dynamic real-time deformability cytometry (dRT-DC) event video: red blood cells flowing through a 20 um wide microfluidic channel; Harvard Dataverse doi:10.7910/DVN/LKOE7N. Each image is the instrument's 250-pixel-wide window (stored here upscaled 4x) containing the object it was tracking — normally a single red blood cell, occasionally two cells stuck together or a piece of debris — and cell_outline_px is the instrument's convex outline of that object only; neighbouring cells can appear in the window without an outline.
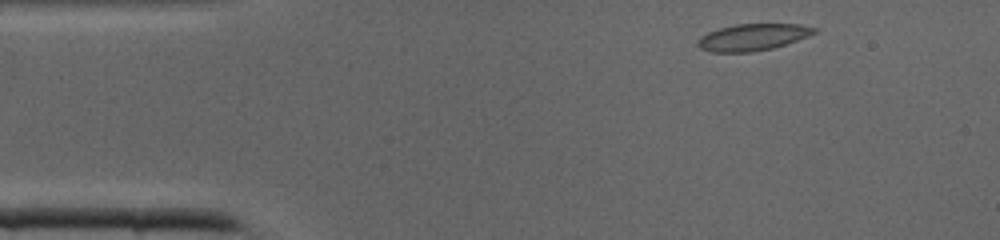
{"species": "common noctule bat (a hibernating species)", "species_latin": "Nyctalus noctula", "temperature_condition": "cold", "stored_images_in_passage": 36, "camera_frame_rate_fps": 3000, "um_per_image_px": 0.085, "animal": {"sex": "male", "body_mass_g": 19.0, "forearm_length_mm": 50.8}, "frame": {"image": 1, "passage_image": 1, "time_ms": 0.0, "image_size_px": [1000, 240], "cell_outline_px": [[820, 32], [772, 48], [752, 52], [712, 52], [700, 48], [696, 44], [696, 40], [700, 36], [708, 32], [720, 28], [736, 24], [800, 24], [820, 28]], "centroid_in_image_um": [64.0, 3.15], "position_along_channel_um": 21.0, "area_um2": 18.26}}
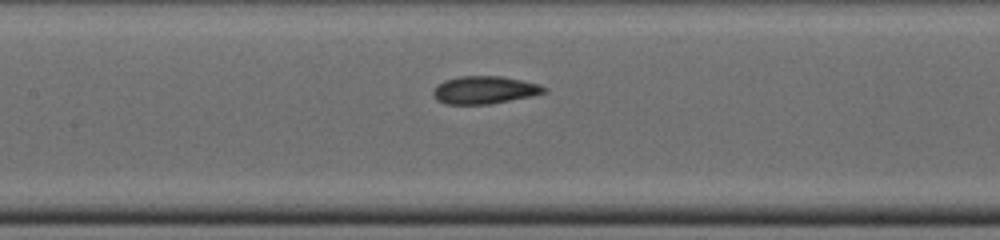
{"frame": {"image": 2, "passage_image": 14, "time_ms": 4.333, "image_size_px": [1000, 240], "cell_outline_px": [[548, 92], [532, 96], [488, 104], [444, 104], [436, 100], [432, 92], [436, 84], [444, 80], [460, 76], [500, 76], [540, 84], [548, 88]], "centroid_in_image_um": [41.17, 7.65], "position_along_channel_um": 166.2, "area_um2": 18.03}}
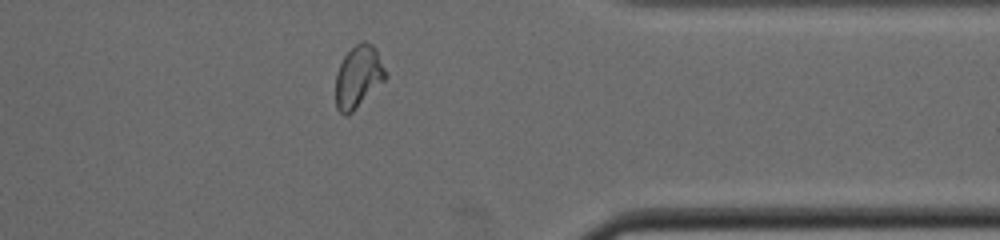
{"frame": {"image": 3, "passage_image": 28, "time_ms": 9.0, "image_size_px": [1000, 240], "cell_outline_px": [[388, 76], [348, 116], [344, 116], [336, 108], [336, 72], [344, 56], [360, 40], [364, 40], [372, 44], [376, 48]], "centroid_in_image_um": [30.45, 6.51], "position_along_channel_um": 381.0, "area_um2": 18.03}}